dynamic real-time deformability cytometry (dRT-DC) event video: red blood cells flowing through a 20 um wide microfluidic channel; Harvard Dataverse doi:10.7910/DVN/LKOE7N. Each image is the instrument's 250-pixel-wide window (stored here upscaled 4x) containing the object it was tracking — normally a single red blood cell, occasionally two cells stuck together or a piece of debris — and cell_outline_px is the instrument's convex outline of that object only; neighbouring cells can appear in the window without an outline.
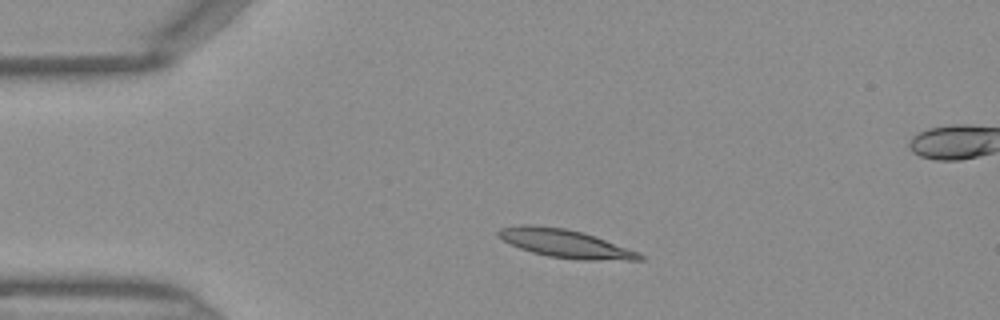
{"species": "Egyptian fruit bat (a non-hibernating species)", "species_latin": "Rousettus aegyptiacus", "temperature_condition": "warm", "stored_images_in_passage": 39, "camera_frame_rate_fps": 3000, "um_per_image_px": 0.085, "frame": {"image": 1, "passage_image": 2, "time_ms": 0.333, "image_size_px": [1000, 320], "cell_outline_px": [[644, 260], [580, 260], [548, 256], [532, 252], [520, 248], [504, 240], [496, 232], [500, 228], [520, 224], [528, 224], [564, 228], [584, 232], [596, 236], [640, 252], [644, 256]], "centroid_in_image_um": [48.1, 20.7], "position_along_channel_um": 36.9, "area_um2": 23.29}}
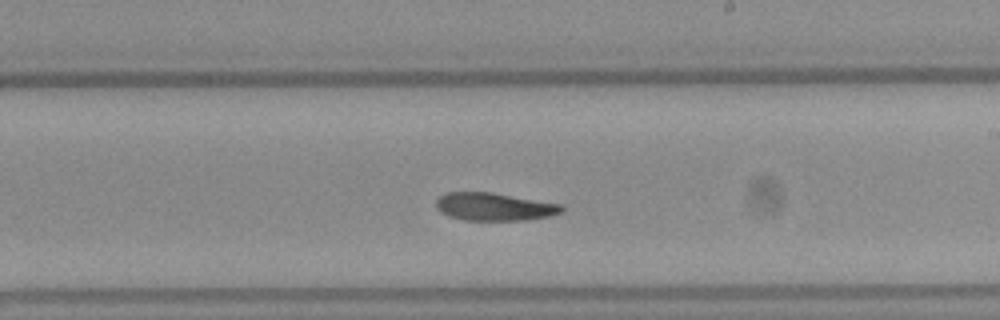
{"frame": {"image": 2, "passage_image": 19, "time_ms": 6.0, "image_size_px": [1000, 320], "cell_outline_px": [[564, 212], [552, 216], [524, 220], [464, 220], [448, 216], [440, 212], [436, 208], [436, 200], [444, 192], [492, 192], [564, 204]], "centroid_in_image_um": [42.05, 17.57], "position_along_channel_um": 247.0, "area_um2": 20.75}}
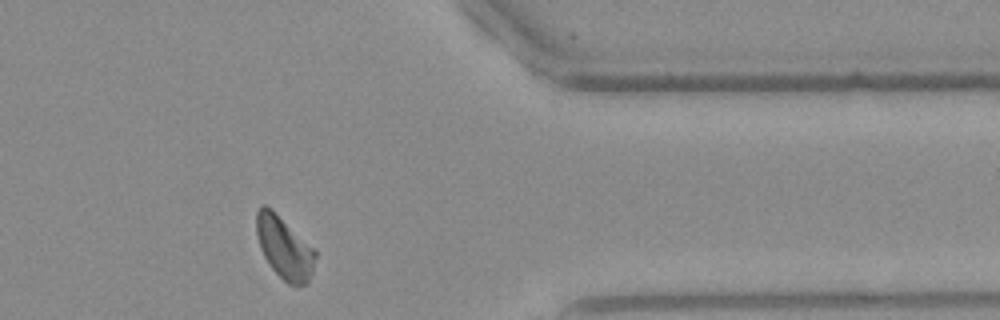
{"frame": {"image": 3, "passage_image": 30, "time_ms": 9.667, "image_size_px": [1000, 320], "cell_outline_px": [[316, 256], [312, 272], [308, 284], [288, 284], [272, 268], [264, 256], [260, 248], [256, 232], [256, 212], [260, 204], [264, 204], [272, 208], [316, 248]], "centroid_in_image_um": [24.18, 20.99], "position_along_channel_um": 387.2, "area_um2": 21.68}}